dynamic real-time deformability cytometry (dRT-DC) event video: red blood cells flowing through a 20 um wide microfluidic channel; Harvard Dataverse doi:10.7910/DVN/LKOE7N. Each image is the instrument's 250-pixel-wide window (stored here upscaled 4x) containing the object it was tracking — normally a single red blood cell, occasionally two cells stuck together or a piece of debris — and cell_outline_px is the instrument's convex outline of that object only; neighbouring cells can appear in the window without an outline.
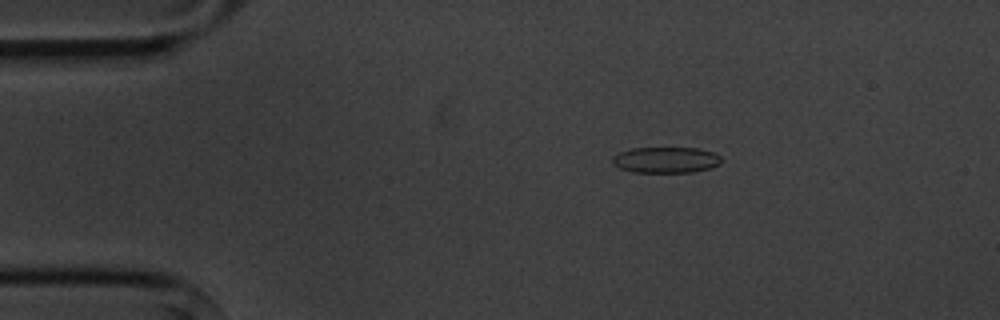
{"species": "common noctule bat (a hibernating species)", "species_latin": "Nyctalus noctula", "temperature_condition": "cold", "stored_images_in_passage": 2, "camera_frame_rate_fps": 3000, "um_per_image_px": 0.085, "animal": {"sex": "male", "body_mass_g": 20.1, "forearm_length_mm": 53.5}, "frame": {"image": 1, "passage_image": 1, "time_ms": 0.0, "image_size_px": [1000, 320], "cell_outline_px": [[720, 164], [708, 168], [692, 172], [632, 172], [620, 168], [612, 164], [612, 156], [620, 152], [632, 148], [696, 148], [712, 152], [720, 156]], "centroid_in_image_um": [56.55, 13.59], "position_along_channel_um": 28.4, "area_um2": 16.36}}